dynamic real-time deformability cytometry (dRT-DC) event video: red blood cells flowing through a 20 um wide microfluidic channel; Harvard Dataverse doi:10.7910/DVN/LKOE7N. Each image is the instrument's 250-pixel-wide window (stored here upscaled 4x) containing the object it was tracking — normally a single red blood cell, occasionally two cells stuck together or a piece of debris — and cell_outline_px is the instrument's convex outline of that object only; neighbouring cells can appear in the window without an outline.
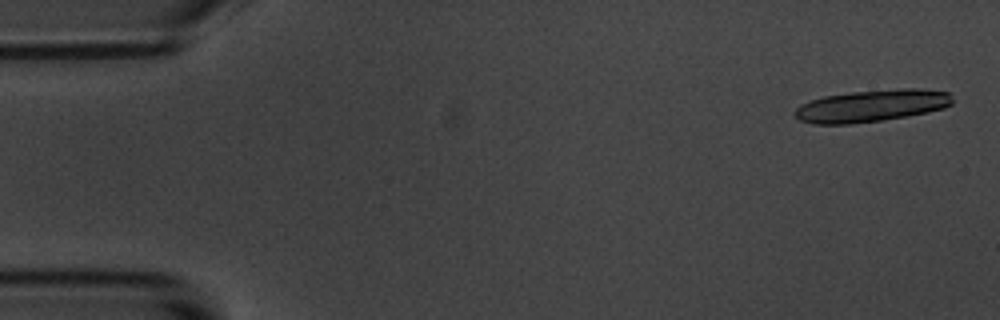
{"species": "common noctule bat (a hibernating species)", "species_latin": "Nyctalus noctula", "temperature_condition": "room temperature", "stored_images_in_passage": 18, "camera_frame_rate_fps": 3000, "um_per_image_px": 0.085, "animal": {"sex": "male", "body_mass_g": 20.1, "forearm_length_mm": 53.5}, "frame": {"image": 1, "passage_image": 2, "time_ms": 0.333, "image_size_px": [1000, 320], "cell_outline_px": [[952, 104], [944, 108], [928, 112], [908, 116], [884, 120], [852, 124], [812, 124], [800, 120], [792, 112], [800, 104], [824, 96], [852, 92], [904, 88], [916, 88], [948, 92], [952, 100]], "centroid_in_image_um": [74.07, 9.0], "position_along_channel_um": 10.9, "area_um2": 29.48}}